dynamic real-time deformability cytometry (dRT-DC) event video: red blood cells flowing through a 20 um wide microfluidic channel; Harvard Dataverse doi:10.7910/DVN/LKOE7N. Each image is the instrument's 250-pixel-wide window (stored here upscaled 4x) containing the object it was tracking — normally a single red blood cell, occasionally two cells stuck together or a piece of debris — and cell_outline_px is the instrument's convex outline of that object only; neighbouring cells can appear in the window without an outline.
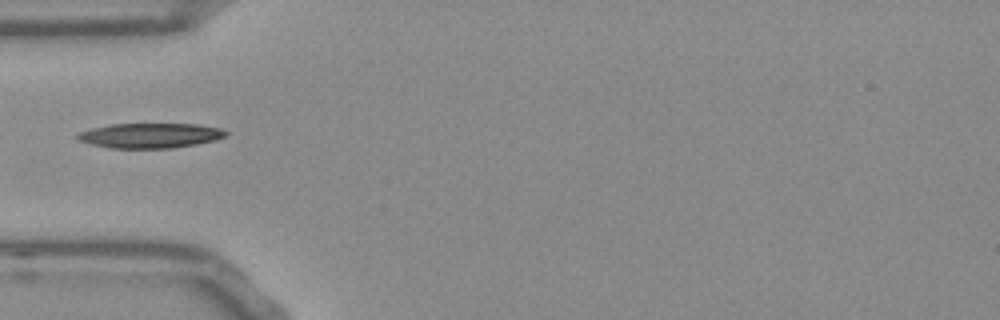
{"species": "Egyptian fruit bat (a non-hibernating species)", "species_latin": "Rousettus aegyptiacus", "temperature_condition": "room temperature", "stored_images_in_passage": 12, "camera_frame_rate_fps": 3000, "um_per_image_px": 0.085, "frame": {"image": 1, "passage_image": 1, "time_ms": 0.0, "image_size_px": [1000, 320], "cell_outline_px": [[228, 136], [216, 140], [196, 144], [172, 148], [112, 148], [92, 144], [80, 140], [76, 136], [80, 132], [92, 128], [112, 124], [200, 124], [220, 128], [228, 132]], "centroid_in_image_um": [12.84, 11.52], "position_along_channel_um": 72.2, "area_um2": 21.44}}
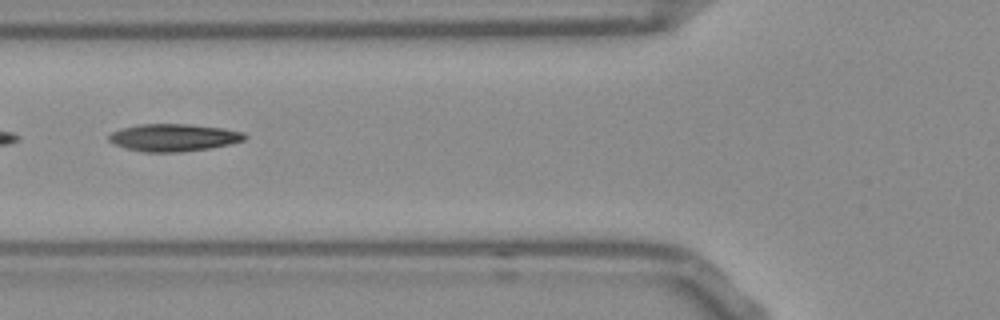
{"frame": {"image": 2, "passage_image": 4, "time_ms": 1.0, "image_size_px": [1000, 320], "cell_outline_px": [[248, 136], [244, 140], [228, 144], [208, 148], [180, 152], [144, 152], [128, 148], [116, 144], [108, 140], [108, 136], [112, 132], [120, 128], [140, 124], [192, 124], [224, 128], [244, 132]], "centroid_in_image_um": [14.77, 11.68], "position_along_channel_um": 111.0, "area_um2": 21.62}}
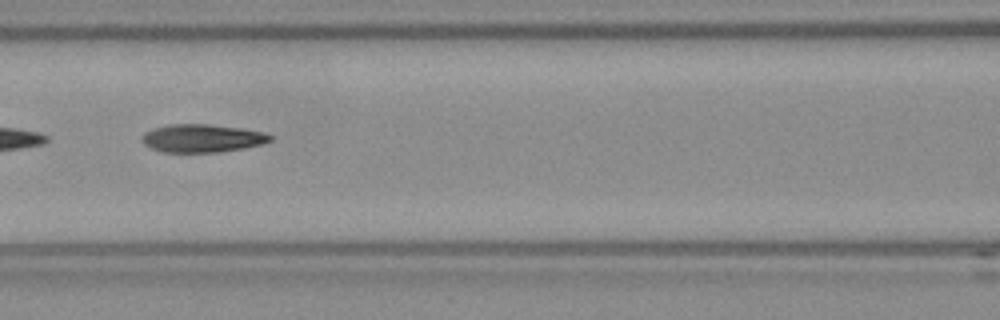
{"frame": {"image": 3, "passage_image": 7, "time_ms": 2.0, "image_size_px": [1000, 320], "cell_outline_px": [[272, 140], [260, 144], [240, 148], [216, 152], [160, 152], [144, 144], [140, 140], [140, 136], [144, 132], [152, 128], [168, 124], [208, 124], [240, 128], [264, 132], [272, 136]], "centroid_in_image_um": [17.1, 11.74], "position_along_channel_um": 149.5, "area_um2": 20.92}}